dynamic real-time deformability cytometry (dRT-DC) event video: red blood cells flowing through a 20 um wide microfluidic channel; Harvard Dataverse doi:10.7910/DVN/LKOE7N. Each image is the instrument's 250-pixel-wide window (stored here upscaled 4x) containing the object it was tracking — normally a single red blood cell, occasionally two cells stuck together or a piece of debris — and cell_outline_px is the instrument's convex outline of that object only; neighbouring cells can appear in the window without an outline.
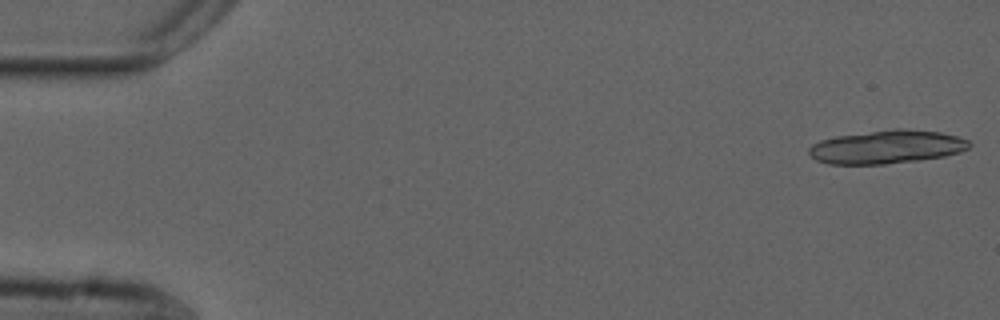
{"species": "common noctule bat (a hibernating species)", "species_latin": "Nyctalus noctula", "temperature_condition": "cold", "stored_images_in_passage": 19, "camera_frame_rate_fps": 3000, "um_per_image_px": 0.085, "animal": {"sex": "male", "forearm_length_mm": 52.5}, "frame": {"image": 1, "passage_image": 1, "time_ms": 0.0, "image_size_px": [1000, 320], "cell_outline_px": [[972, 144], [968, 148], [960, 152], [944, 156], [920, 160], [884, 164], [828, 164], [816, 160], [808, 152], [808, 148], [812, 144], [820, 140], [836, 136], [892, 128], [904, 128], [940, 132], [956, 136], [968, 140]], "centroid_in_image_um": [75.37, 12.48], "position_along_channel_um": 9.6, "area_um2": 31.39}}